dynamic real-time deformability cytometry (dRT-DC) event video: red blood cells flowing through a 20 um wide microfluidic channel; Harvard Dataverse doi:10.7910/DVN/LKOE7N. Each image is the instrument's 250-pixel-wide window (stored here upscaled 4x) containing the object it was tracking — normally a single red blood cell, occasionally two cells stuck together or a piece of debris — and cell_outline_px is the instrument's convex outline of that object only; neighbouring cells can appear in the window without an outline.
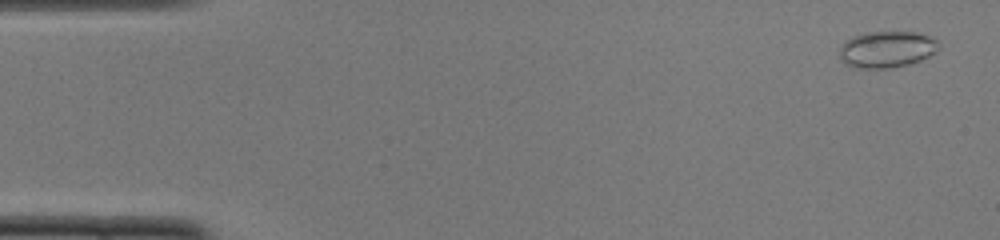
{"species": "common noctule bat (a hibernating species)", "species_latin": "Nyctalus noctula", "temperature_condition": "cold", "stored_images_in_passage": 9, "camera_frame_rate_fps": 3000, "um_per_image_px": 0.085, "animal": {"sex": "female", "body_mass_g": 22.0, "forearm_length_mm": 56.7}, "frame": {"image": 1, "passage_image": 2, "time_ms": 0.333, "image_size_px": [1000, 240], "cell_outline_px": [[940, 48], [936, 52], [920, 60], [908, 64], [892, 68], [856, 68], [844, 64], [840, 60], [840, 48], [852, 36], [868, 32], [916, 32], [928, 36], [936, 40]], "centroid_in_image_um": [75.37, 4.2], "position_along_channel_um": 9.6, "area_um2": 21.04}}